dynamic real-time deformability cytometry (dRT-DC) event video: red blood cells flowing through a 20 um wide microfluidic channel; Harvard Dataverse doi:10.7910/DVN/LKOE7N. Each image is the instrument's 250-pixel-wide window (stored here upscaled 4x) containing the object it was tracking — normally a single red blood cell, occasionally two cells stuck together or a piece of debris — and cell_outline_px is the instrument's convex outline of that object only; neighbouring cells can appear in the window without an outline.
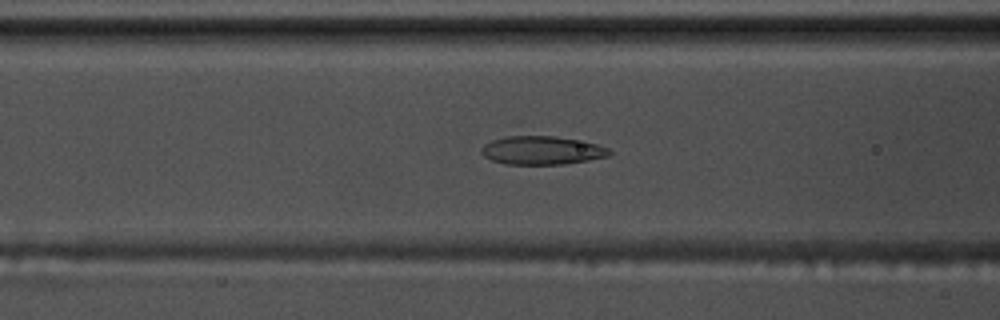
{"species": "common noctule bat (a hibernating species)", "species_latin": "Nyctalus noctula", "temperature_condition": "warm", "stored_images_in_passage": 57, "camera_frame_rate_fps": 3000, "um_per_image_px": 0.085, "animal": {"sex": "male", "body_mass_g": 17.5, "forearm_length_mm": 52.3}, "frame": {"image": 1, "passage_image": 23, "time_ms": 7.333, "image_size_px": [1000, 320], "cell_outline_px": [[612, 152], [608, 156], [588, 160], [564, 164], [504, 164], [492, 160], [484, 156], [480, 152], [480, 148], [484, 144], [492, 140], [508, 136], [552, 136], [576, 140], [596, 144], [608, 148]], "centroid_in_image_um": [46.02, 12.79], "position_along_channel_um": 120.6, "area_um2": 21.04}}
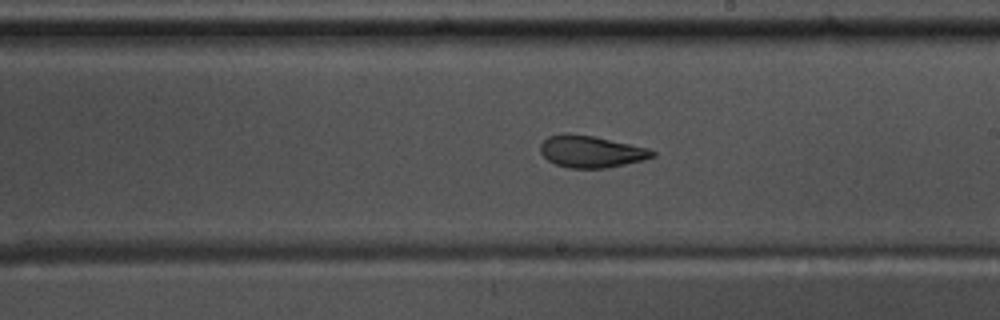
{"frame": {"image": 2, "passage_image": 33, "time_ms": 10.667, "image_size_px": [1000, 320], "cell_outline_px": [[656, 156], [644, 160], [608, 168], [568, 168], [556, 164], [548, 160], [540, 152], [540, 144], [548, 136], [564, 132], [592, 136], [648, 148], [656, 152]], "centroid_in_image_um": [50.23, 12.88], "position_along_channel_um": 238.8, "area_um2": 20.87}}
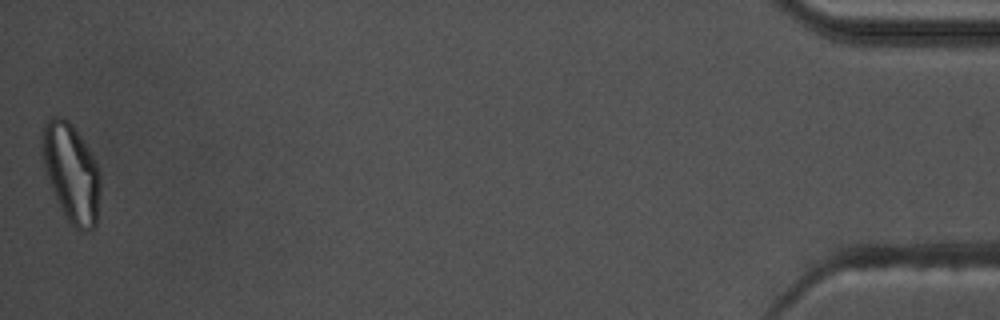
{"frame": {"image": 3, "passage_image": 57, "time_ms": 18.667, "image_size_px": [1000, 320], "cell_outline_px": [[100, 192], [96, 224], [92, 228], [84, 232], [80, 232], [68, 220], [60, 208], [44, 172], [40, 144], [40, 132], [44, 124], [52, 116], [60, 116], [68, 120], [72, 124], [80, 136], [92, 156], [100, 172]], "centroid_in_image_um": [6.02, 14.66], "position_along_channel_um": 429.2, "area_um2": 33.7}, "authors_computed_cell_mechanics": {"area_um2": 23.12, "velocity_mm_per_s": 3.5601, "shape_relaxation_time_tau1_ms": null, "shape_relaxation_time_tau2_ms": 2.1032, "deformation_change_tau1": null, "deformation_change_tau2": 0.0825}}